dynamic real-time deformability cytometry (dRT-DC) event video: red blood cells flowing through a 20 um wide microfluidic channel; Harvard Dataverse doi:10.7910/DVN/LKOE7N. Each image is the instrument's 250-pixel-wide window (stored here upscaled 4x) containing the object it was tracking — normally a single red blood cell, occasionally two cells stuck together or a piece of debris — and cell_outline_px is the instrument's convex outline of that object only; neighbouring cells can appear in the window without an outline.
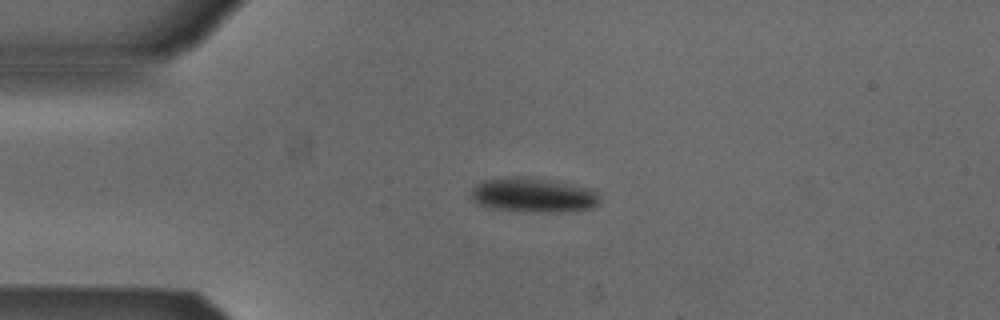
{"species": "Egyptian fruit bat (a non-hibernating species)", "species_latin": "Rousettus aegyptiacus", "temperature_condition": "cold", "stored_images_in_passage": 34, "camera_frame_rate_fps": 3000, "um_per_image_px": 0.085, "animal": {"sex": "male"}, "frame": {"image": 1, "passage_image": 12, "time_ms": 3.667, "image_size_px": [1000, 320], "cell_outline_px": [[600, 200], [592, 208], [560, 212], [524, 212], [488, 208], [476, 204], [468, 196], [472, 188], [480, 180], [508, 176], [532, 176], [584, 188], [596, 192], [600, 196]], "centroid_in_image_um": [45.19, 16.58], "position_along_channel_um": 39.8, "area_um2": 26.36}}
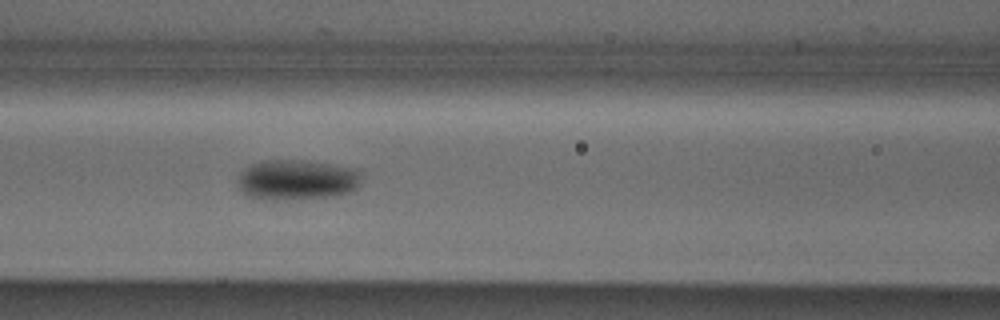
{"frame": {"image": 2, "passage_image": 22, "time_ms": 7.0, "image_size_px": [1000, 320], "cell_outline_px": [[360, 184], [356, 188], [348, 192], [332, 196], [296, 200], [264, 200], [248, 196], [240, 188], [236, 180], [240, 172], [244, 168], [252, 164], [264, 160], [300, 160], [332, 164], [356, 168], [360, 172]], "centroid_in_image_um": [25.21, 15.29], "position_along_channel_um": 141.4, "area_um2": 29.42}}
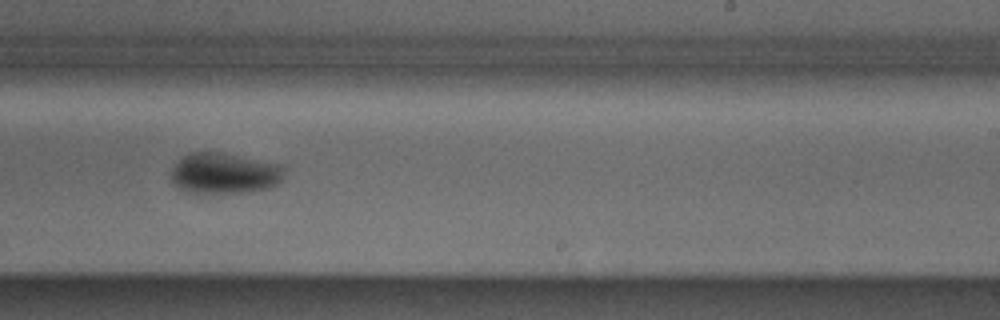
{"frame": {"image": 3, "passage_image": 32, "time_ms": 10.333, "image_size_px": [1000, 320], "cell_outline_px": [[284, 172], [280, 180], [276, 184], [268, 188], [244, 192], [192, 192], [180, 188], [172, 180], [172, 168], [184, 156], [192, 152], [220, 152], [280, 164], [284, 168]], "centroid_in_image_um": [19.09, 14.71], "position_along_channel_um": 269.9, "area_um2": 26.3}}